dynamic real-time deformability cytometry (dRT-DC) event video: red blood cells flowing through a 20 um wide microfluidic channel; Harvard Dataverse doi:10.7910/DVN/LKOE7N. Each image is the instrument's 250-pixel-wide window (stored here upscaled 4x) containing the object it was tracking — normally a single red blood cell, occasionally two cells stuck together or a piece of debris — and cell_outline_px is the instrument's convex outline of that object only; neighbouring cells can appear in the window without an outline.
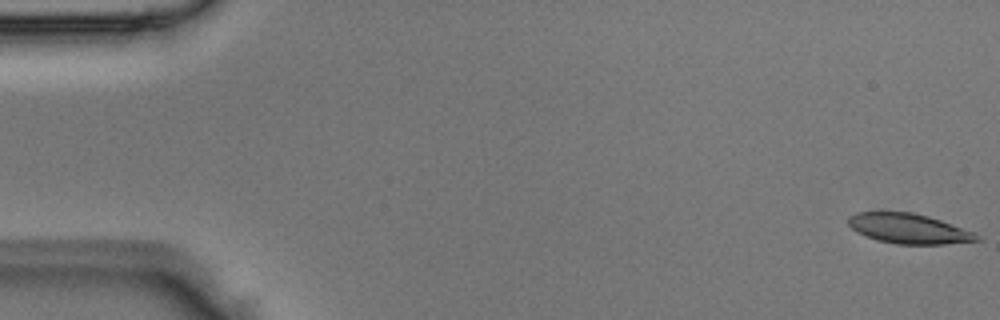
{"species": "Egyptian fruit bat (a non-hibernating species)", "species_latin": "Rousettus aegyptiacus", "temperature_condition": "room temperature", "stored_images_in_passage": 50, "camera_frame_rate_fps": 3000, "um_per_image_px": 0.085, "animal": {"sex": "male"}, "frame": {"image": 1, "passage_image": 1, "time_ms": 0.0, "image_size_px": [1000, 320], "cell_outline_px": [[984, 240], [944, 244], [896, 244], [864, 236], [856, 232], [848, 224], [848, 216], [856, 212], [912, 212], [928, 216], [940, 220], [972, 232], [980, 236]], "centroid_in_image_um": [77.22, 19.43], "position_along_channel_um": 7.8, "area_um2": 22.31}}
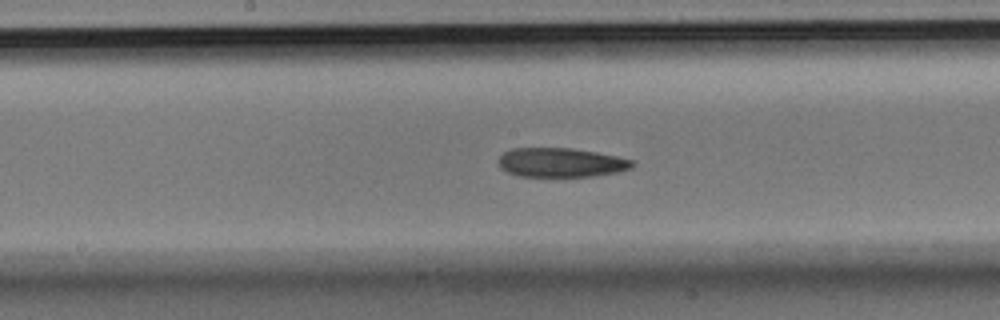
{"frame": {"image": 2, "passage_image": 26, "time_ms": 8.333, "image_size_px": [1000, 320], "cell_outline_px": [[636, 164], [632, 168], [616, 172], [592, 176], [520, 176], [508, 172], [500, 168], [496, 160], [504, 152], [512, 148], [572, 148], [596, 152], [636, 160]], "centroid_in_image_um": [47.69, 13.81], "position_along_channel_um": 200.5, "area_um2": 22.89}}
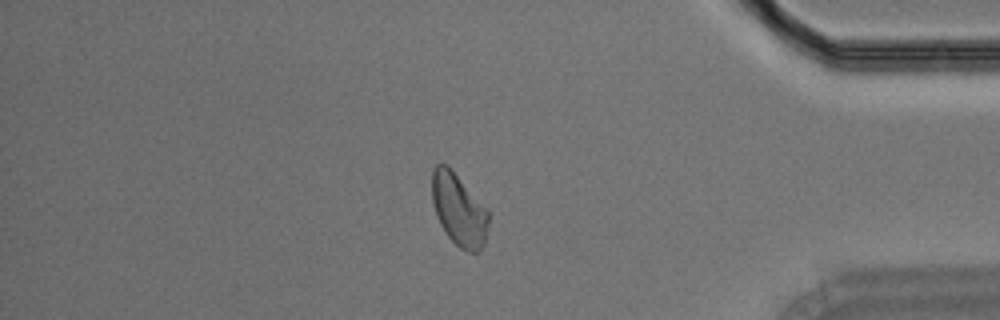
{"frame": {"image": 3, "passage_image": 43, "time_ms": 14.0, "image_size_px": [1000, 320], "cell_outline_px": [[488, 224], [484, 244], [480, 252], [468, 252], [460, 248], [444, 232], [436, 216], [432, 200], [432, 168], [436, 164], [448, 164], [488, 208]], "centroid_in_image_um": [39.0, 17.8], "position_along_channel_um": 396.2, "area_um2": 24.16}}